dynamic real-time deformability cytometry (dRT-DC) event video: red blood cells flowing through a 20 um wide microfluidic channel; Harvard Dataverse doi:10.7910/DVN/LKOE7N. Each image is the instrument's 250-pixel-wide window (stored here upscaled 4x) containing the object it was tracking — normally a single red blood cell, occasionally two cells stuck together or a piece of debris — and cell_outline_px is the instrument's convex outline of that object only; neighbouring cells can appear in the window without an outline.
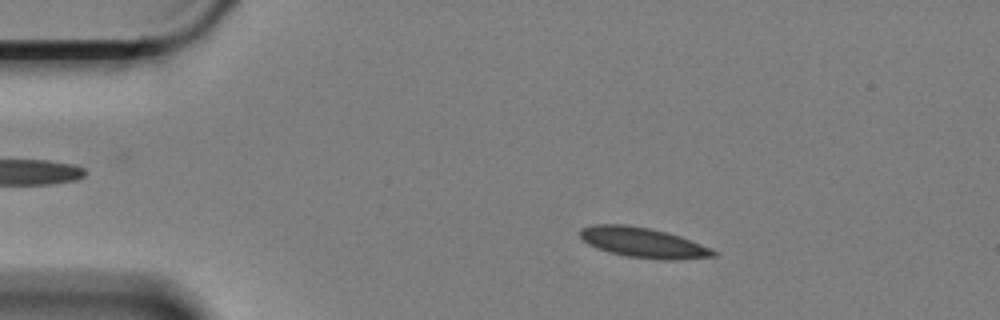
{"species": "Egyptian fruit bat (a non-hibernating species)", "species_latin": "Rousettus aegyptiacus", "temperature_condition": "cold", "stored_images_in_passage": 61, "camera_frame_rate_fps": 3000, "um_per_image_px": 0.085, "animal": {"sex": "female"}, "frame": {"image": 1, "passage_image": 11, "time_ms": 3.333, "image_size_px": [1000, 320], "cell_outline_px": [[720, 252], [716, 256], [676, 260], [664, 260], [624, 256], [608, 252], [596, 248], [588, 244], [580, 236], [580, 228], [596, 224], [624, 224], [648, 228], [668, 232], [680, 236], [712, 248]], "centroid_in_image_um": [54.7, 20.63], "position_along_channel_um": 30.3, "area_um2": 23.58}}
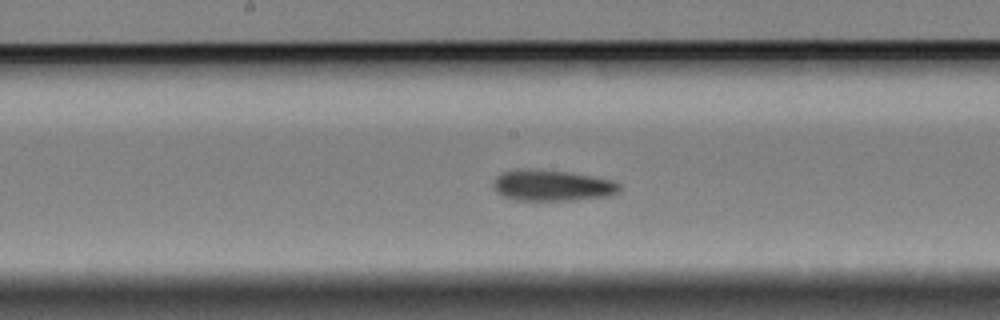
{"frame": {"image": 2, "passage_image": 31, "time_ms": 10.0, "image_size_px": [1000, 320], "cell_outline_px": [[620, 192], [612, 196], [576, 200], [516, 200], [500, 196], [496, 192], [492, 184], [496, 176], [500, 172], [512, 168], [536, 168], [572, 172], [612, 180], [620, 184]], "centroid_in_image_um": [46.9, 15.74], "position_along_channel_um": 201.3, "area_um2": 23.64}}
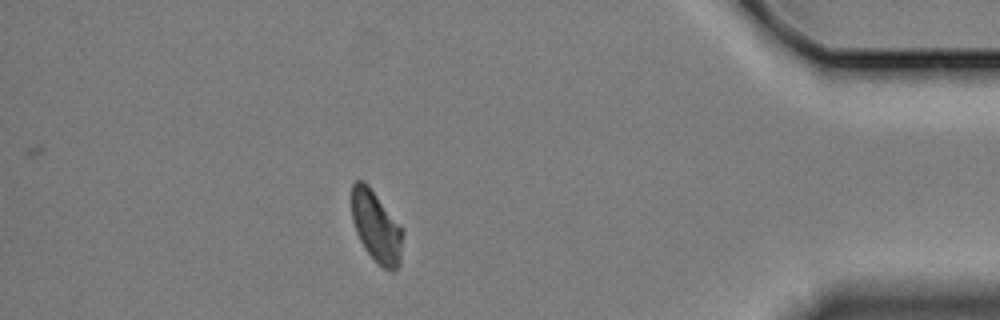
{"frame": {"image": 3, "passage_image": 53, "time_ms": 17.333, "image_size_px": [1000, 320], "cell_outline_px": [[404, 232], [400, 264], [392, 272], [384, 268], [364, 248], [356, 232], [352, 220], [352, 184], [356, 180], [364, 180], [368, 184]], "centroid_in_image_um": [31.98, 19.27], "position_along_channel_um": 403.2, "area_um2": 20.92}, "authors_computed_cell_mechanics": {"area_um2": 22.253, "velocity_mm_per_s": 3.3192, "shape_relaxation_time_tau1_ms": 9.7631, "shape_relaxation_time_tau2_ms": 5.0891, "deformation_change_tau1": 0.158, "deformation_change_tau2": 0.0871}}